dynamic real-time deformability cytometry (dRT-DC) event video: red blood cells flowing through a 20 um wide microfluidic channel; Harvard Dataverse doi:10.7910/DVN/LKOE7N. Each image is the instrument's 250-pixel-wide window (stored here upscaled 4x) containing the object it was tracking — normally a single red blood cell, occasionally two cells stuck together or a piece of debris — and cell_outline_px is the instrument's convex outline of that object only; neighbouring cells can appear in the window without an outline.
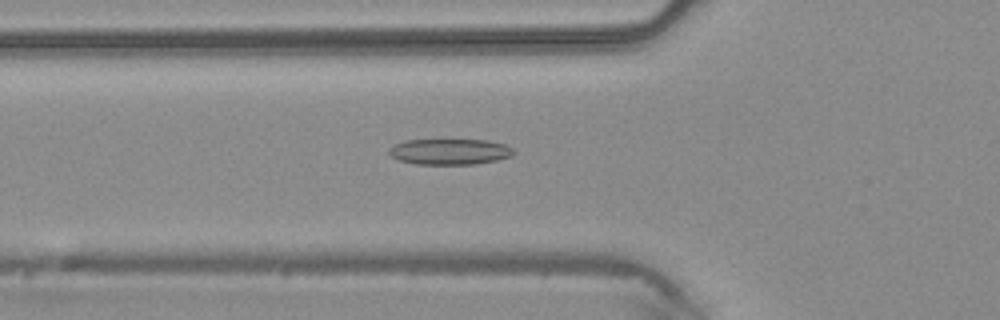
{"species": "common noctule bat (a hibernating species)", "species_latin": "Nyctalus noctula", "temperature_condition": "warm", "stored_images_in_passage": 48, "segment_of_instrument_passage": [1, 2], "camera_frame_rate_fps": 3000, "um_per_image_px": 0.085, "animal": {"sex": "male", "body_mass_g": 20.4}, "frame": {"image": 1, "passage_image": 17, "time_ms": 5.333, "image_size_px": [1000, 320], "cell_outline_px": [[516, 152], [512, 156], [496, 160], [472, 164], [416, 164], [400, 160], [392, 156], [388, 152], [388, 148], [404, 140], [488, 140], [504, 144], [512, 148]], "centroid_in_image_um": [38.24, 12.89], "position_along_channel_um": 87.6, "area_um2": 18.67}}
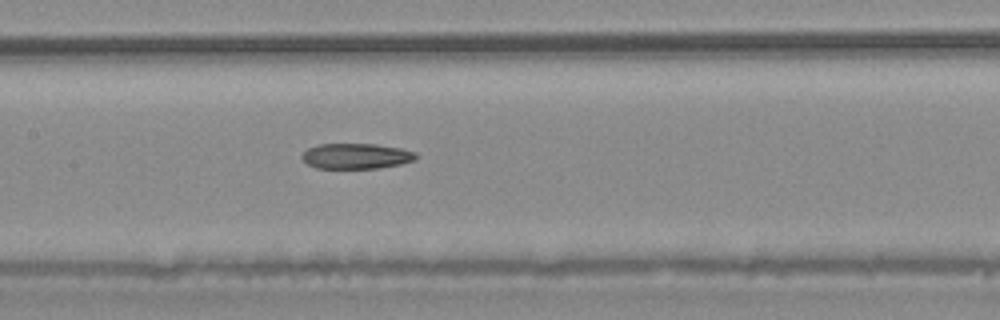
{"frame": {"image": 2, "passage_image": 23, "time_ms": 7.333, "image_size_px": [1000, 320], "cell_outline_px": [[420, 156], [416, 160], [400, 164], [380, 168], [316, 168], [308, 164], [300, 156], [308, 148], [320, 144], [376, 144], [400, 148], [416, 152]], "centroid_in_image_um": [30.32, 13.27], "position_along_channel_um": 177.1, "area_um2": 16.99}}
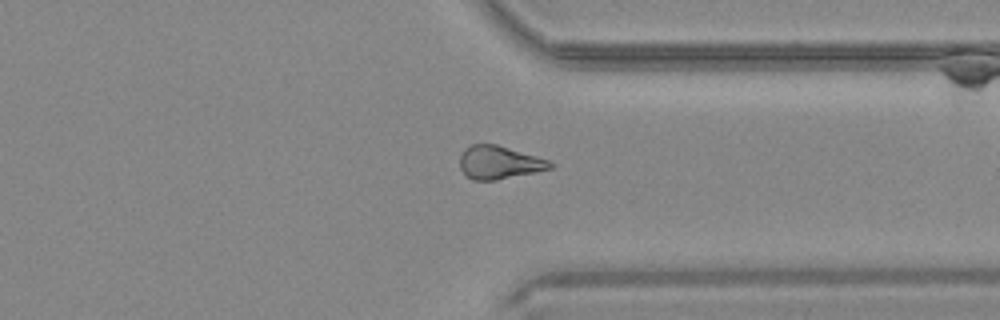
{"frame": {"image": 3, "passage_image": 36, "time_ms": 11.667, "image_size_px": [1000, 320], "cell_outline_px": [[556, 164], [552, 168], [536, 172], [496, 180], [472, 180], [460, 168], [460, 156], [464, 148], [472, 144], [496, 144], [536, 156], [548, 160]], "centroid_in_image_um": [42.44, 13.81], "position_along_channel_um": 369.0, "area_um2": 17.4}}